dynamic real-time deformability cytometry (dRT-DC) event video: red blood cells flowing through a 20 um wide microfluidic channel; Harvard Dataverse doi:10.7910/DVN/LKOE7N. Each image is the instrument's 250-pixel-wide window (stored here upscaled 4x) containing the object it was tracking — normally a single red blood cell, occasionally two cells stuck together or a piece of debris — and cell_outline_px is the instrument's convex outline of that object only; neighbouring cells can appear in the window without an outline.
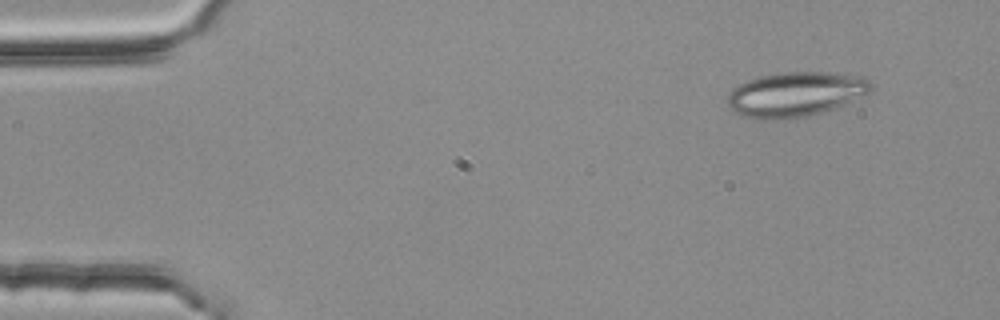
{"species": "common noctule bat (a hibernating species)", "species_latin": "Nyctalus noctula", "temperature_condition": "room temperature", "stored_images_in_passage": 4, "camera_frame_rate_fps": 3000, "um_per_image_px": 0.085, "animal": {"sex": "female", "body_mass_g": 25.1}, "frame": {"image": 1, "passage_image": 1, "time_ms": 0.0, "image_size_px": [1000, 320], "cell_outline_px": [[872, 88], [868, 92], [832, 108], [820, 112], [804, 116], [740, 116], [732, 112], [728, 104], [728, 92], [732, 88], [748, 80], [760, 76], [784, 72], [832, 72], [864, 76], [872, 84]], "centroid_in_image_um": [67.61, 7.94], "position_along_channel_um": 17.4, "area_um2": 36.07}}